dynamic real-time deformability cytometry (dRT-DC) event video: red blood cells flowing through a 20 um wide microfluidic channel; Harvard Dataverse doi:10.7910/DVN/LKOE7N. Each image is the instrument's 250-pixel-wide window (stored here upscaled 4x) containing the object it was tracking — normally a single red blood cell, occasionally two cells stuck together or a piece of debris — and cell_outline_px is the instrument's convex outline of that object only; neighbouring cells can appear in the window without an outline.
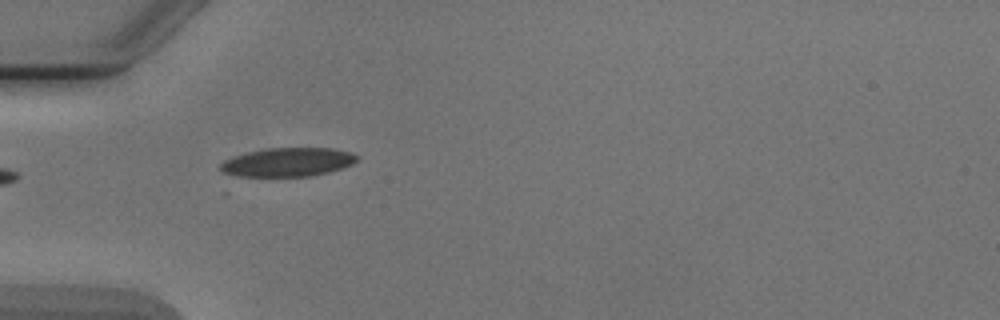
{"species": "Egyptian fruit bat (a non-hibernating species)", "species_latin": "Rousettus aegyptiacus", "temperature_condition": "cold", "stored_images_in_passage": 5, "camera_frame_rate_fps": 3000, "um_per_image_px": 0.085, "animal": {"sex": "male"}, "frame": {"image": 1, "passage_image": 1, "time_ms": 0.0, "image_size_px": [1000, 320], "cell_outline_px": [[356, 160], [352, 164], [328, 172], [308, 176], [236, 176], [224, 172], [220, 168], [220, 164], [224, 160], [248, 152], [268, 148], [332, 148], [352, 152], [356, 156]], "centroid_in_image_um": [24.46, 13.78], "position_along_channel_um": 60.5, "area_um2": 22.54}}
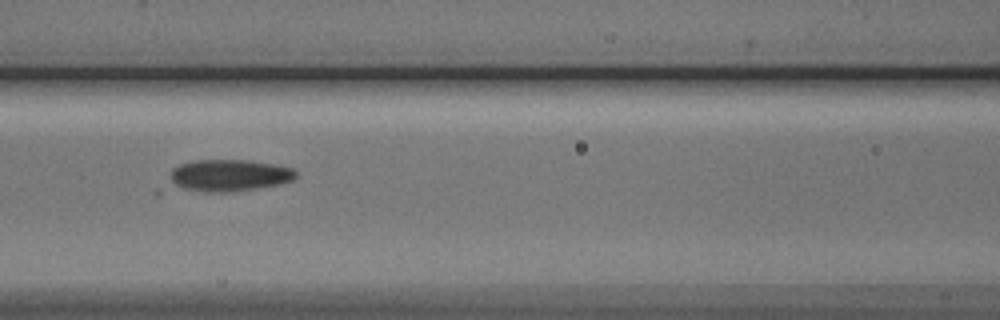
{"frame": {"image": 2, "passage_image": 3, "time_ms": 2.333, "image_size_px": [1000, 320], "cell_outline_px": [[296, 176], [292, 180], [280, 184], [232, 192], [204, 192], [188, 188], [176, 184], [172, 180], [172, 168], [180, 164], [192, 160], [248, 160], [276, 164], [292, 168], [296, 172]], "centroid_in_image_um": [19.54, 14.89], "position_along_channel_um": 147.1, "area_um2": 23.06}}
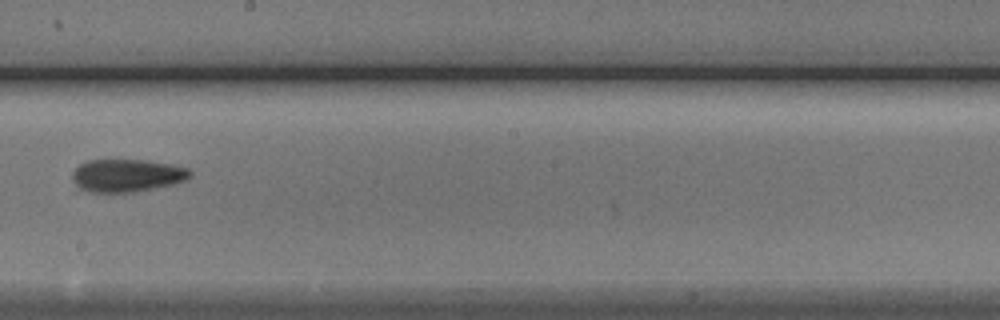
{"frame": {"image": 3, "passage_image": 5, "time_ms": 4.667, "image_size_px": [1000, 320], "cell_outline_px": [[192, 176], [184, 180], [172, 184], [136, 192], [92, 192], [80, 188], [76, 184], [72, 176], [72, 172], [80, 164], [88, 160], [148, 160], [172, 164], [188, 168], [192, 172]], "centroid_in_image_um": [10.82, 14.91], "position_along_channel_um": 237.4, "area_um2": 22.43}}